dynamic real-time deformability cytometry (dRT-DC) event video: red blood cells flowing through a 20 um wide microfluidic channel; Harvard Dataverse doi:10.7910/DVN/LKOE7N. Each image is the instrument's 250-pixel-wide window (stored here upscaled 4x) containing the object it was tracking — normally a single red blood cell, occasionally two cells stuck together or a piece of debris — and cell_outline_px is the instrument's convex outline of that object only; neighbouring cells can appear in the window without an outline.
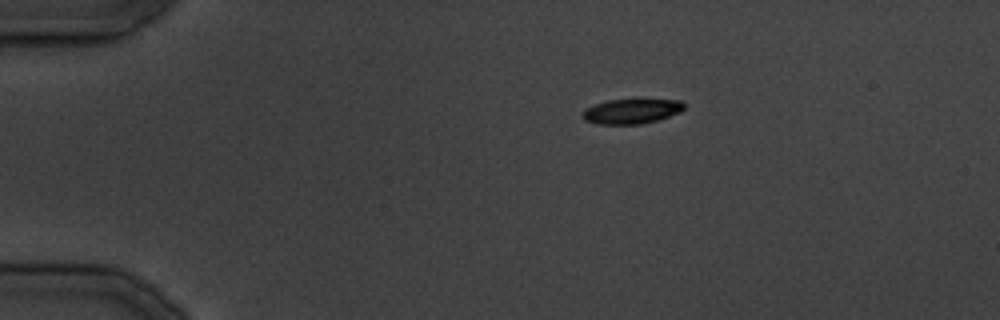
{"species": "common noctule bat (a hibernating species)", "species_latin": "Nyctalus noctula", "temperature_condition": "cold", "stored_images_in_passage": 29, "camera_frame_rate_fps": 3000, "um_per_image_px": 0.085, "animal": {"sex": "male", "body_mass_g": 19.5, "forearm_length_mm": 54.6}, "frame": {"image": 1, "passage_image": 1, "time_ms": 0.0, "image_size_px": [1000, 320], "cell_outline_px": [[684, 108], [680, 112], [656, 120], [640, 124], [596, 124], [584, 120], [580, 116], [584, 108], [608, 100], [636, 96], [680, 100], [684, 104]], "centroid_in_image_um": [53.67, 9.39], "position_along_channel_um": 31.3, "area_um2": 15.61}}
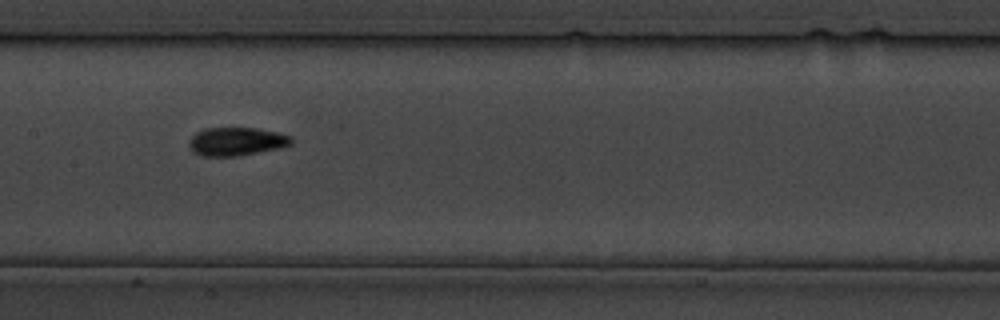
{"frame": {"image": 2, "passage_image": 12, "time_ms": 13.667, "image_size_px": [1000, 320], "cell_outline_px": [[292, 144], [284, 148], [236, 156], [200, 156], [192, 152], [188, 144], [188, 140], [196, 132], [204, 128], [256, 128], [276, 132], [292, 136]], "centroid_in_image_um": [20.09, 12.03], "position_along_channel_um": 187.3, "area_um2": 17.17}}
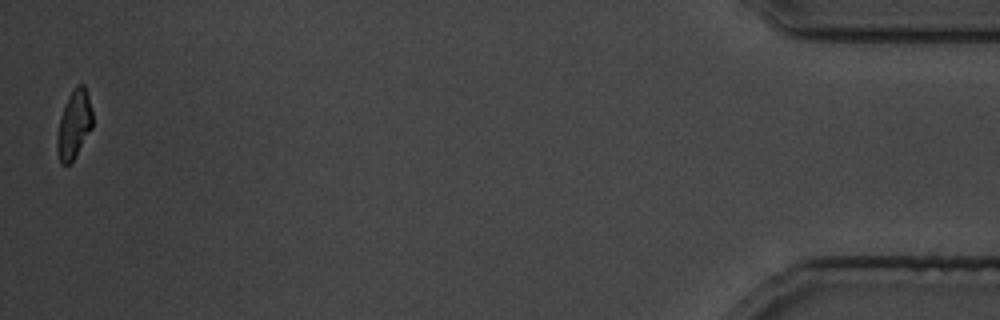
{"frame": {"image": 3, "passage_image": 29, "time_ms": 34.333, "image_size_px": [1000, 320], "cell_outline_px": [[92, 128], [72, 160], [68, 164], [60, 164], [56, 152], [56, 136], [60, 116], [68, 96], [76, 84], [84, 84], [88, 96], [92, 112]], "centroid_in_image_um": [6.26, 10.57], "position_along_channel_um": 428.9, "area_um2": 14.1}}